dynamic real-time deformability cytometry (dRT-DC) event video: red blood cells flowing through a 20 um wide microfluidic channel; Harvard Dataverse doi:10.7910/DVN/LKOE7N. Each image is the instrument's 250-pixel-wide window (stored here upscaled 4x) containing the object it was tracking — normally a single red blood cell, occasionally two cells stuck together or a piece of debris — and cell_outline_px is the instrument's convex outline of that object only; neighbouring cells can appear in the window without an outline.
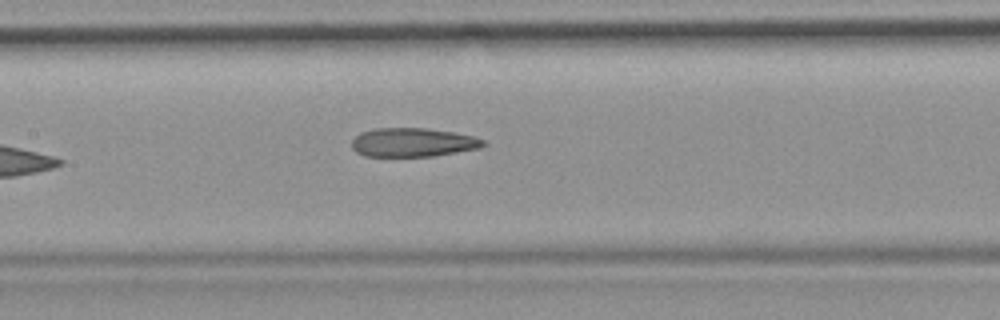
{"species": "common noctule bat (a hibernating species)", "species_latin": "Nyctalus noctula", "temperature_condition": "room temperature", "stored_images_in_passage": 6, "camera_frame_rate_fps": 3000, "um_per_image_px": 0.085, "animal": {"sex": "female", "body_mass_g": 19.9}, "frame": {"image": 1, "passage_image": 6, "time_ms": 6.667, "image_size_px": [1000, 320], "cell_outline_px": [[488, 144], [480, 148], [432, 156], [364, 156], [356, 152], [352, 148], [352, 140], [360, 132], [376, 128], [428, 128], [476, 136], [484, 140]], "centroid_in_image_um": [35.11, 12.1], "position_along_channel_um": 172.3, "area_um2": 22.2}}